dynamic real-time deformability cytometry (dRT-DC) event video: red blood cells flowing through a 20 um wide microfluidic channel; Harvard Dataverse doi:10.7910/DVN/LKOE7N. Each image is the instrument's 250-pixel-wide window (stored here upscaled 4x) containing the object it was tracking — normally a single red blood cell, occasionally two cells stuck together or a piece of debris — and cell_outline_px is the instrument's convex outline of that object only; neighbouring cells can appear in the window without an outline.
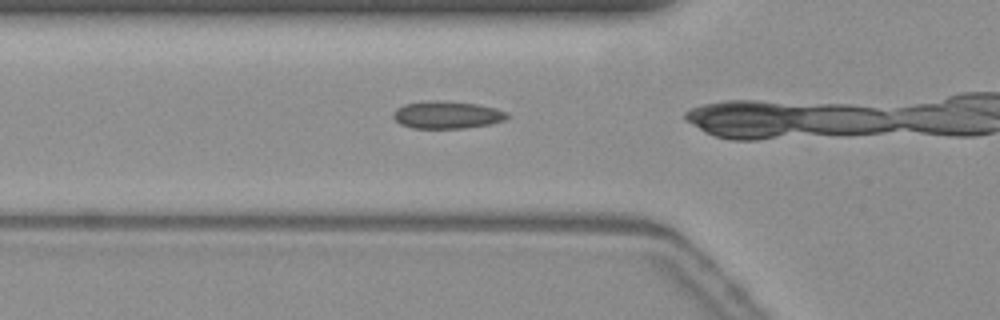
{"species": "common noctule bat (a hibernating species)", "species_latin": "Nyctalus noctula", "temperature_condition": "warm", "stored_images_in_passage": 16, "camera_frame_rate_fps": 3000, "um_per_image_px": 0.085, "animal": {"sex": "female", "body_mass_g": 19.3, "forearm_length_mm": 54.1}, "frame": {"image": 1, "passage_image": 13, "time_ms": 4.0, "image_size_px": [1000, 320], "cell_outline_px": [[508, 116], [504, 120], [488, 124], [464, 128], [412, 128], [400, 124], [392, 116], [392, 112], [396, 108], [404, 104], [424, 100], [448, 100], [476, 104], [496, 108], [508, 112]], "centroid_in_image_um": [37.95, 9.74], "position_along_channel_um": 87.9, "area_um2": 18.44}}